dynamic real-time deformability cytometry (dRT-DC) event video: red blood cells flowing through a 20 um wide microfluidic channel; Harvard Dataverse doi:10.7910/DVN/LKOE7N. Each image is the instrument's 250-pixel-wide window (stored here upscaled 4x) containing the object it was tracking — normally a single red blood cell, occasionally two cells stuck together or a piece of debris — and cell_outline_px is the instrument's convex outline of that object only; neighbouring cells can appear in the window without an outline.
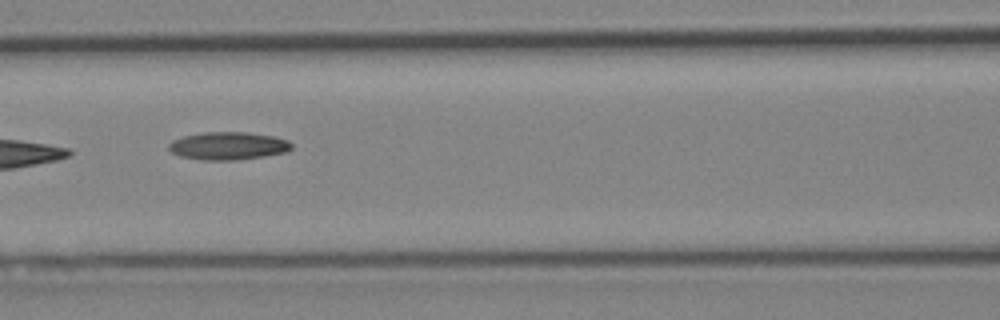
{"species": "Egyptian fruit bat (a non-hibernating species)", "species_latin": "Rousettus aegyptiacus", "temperature_condition": "cold", "stored_images_in_passage": 6, "camera_frame_rate_fps": 3000, "um_per_image_px": 0.085, "animal": {"sex": "female"}, "frame": {"image": 1, "passage_image": 6, "time_ms": 6.0, "image_size_px": [1000, 320], "cell_outline_px": [[292, 148], [288, 152], [264, 156], [236, 160], [204, 160], [180, 156], [172, 152], [168, 148], [168, 144], [172, 140], [184, 136], [204, 132], [248, 132], [272, 136], [288, 140], [292, 144]], "centroid_in_image_um": [19.4, 12.4], "position_along_channel_um": 147.2, "area_um2": 19.94}}